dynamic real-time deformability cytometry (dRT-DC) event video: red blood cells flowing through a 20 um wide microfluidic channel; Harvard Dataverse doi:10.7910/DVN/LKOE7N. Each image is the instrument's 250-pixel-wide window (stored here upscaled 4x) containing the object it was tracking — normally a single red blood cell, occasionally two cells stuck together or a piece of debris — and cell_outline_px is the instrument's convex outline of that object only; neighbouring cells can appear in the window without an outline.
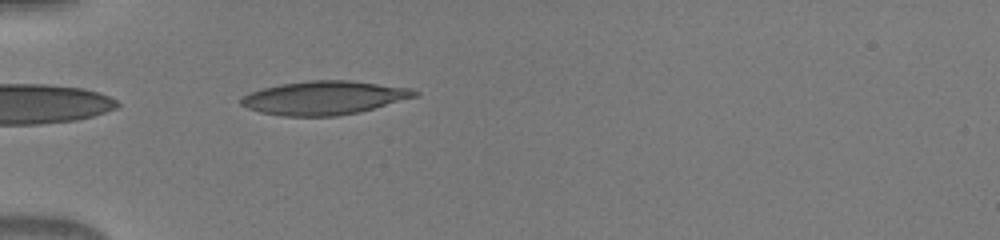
{"species": "human", "species_latin": "Homo sapiens", "temperature_condition": "warm", "stored_images_in_passage": 34, "camera_frame_rate_fps": 3000, "um_per_image_px": 0.085, "donor": {"sex": "male"}, "frame": {"image": 1, "passage_image": 1, "time_ms": 0.0, "image_size_px": [1000, 240], "cell_outline_px": [[420, 96], [360, 112], [336, 116], [284, 116], [260, 112], [248, 108], [240, 104], [240, 100], [244, 96], [252, 92], [264, 88], [280, 84], [308, 80], [352, 80], [412, 88], [420, 92]], "centroid_in_image_um": [27.63, 8.31], "position_along_channel_um": 57.4, "area_um2": 34.22}}